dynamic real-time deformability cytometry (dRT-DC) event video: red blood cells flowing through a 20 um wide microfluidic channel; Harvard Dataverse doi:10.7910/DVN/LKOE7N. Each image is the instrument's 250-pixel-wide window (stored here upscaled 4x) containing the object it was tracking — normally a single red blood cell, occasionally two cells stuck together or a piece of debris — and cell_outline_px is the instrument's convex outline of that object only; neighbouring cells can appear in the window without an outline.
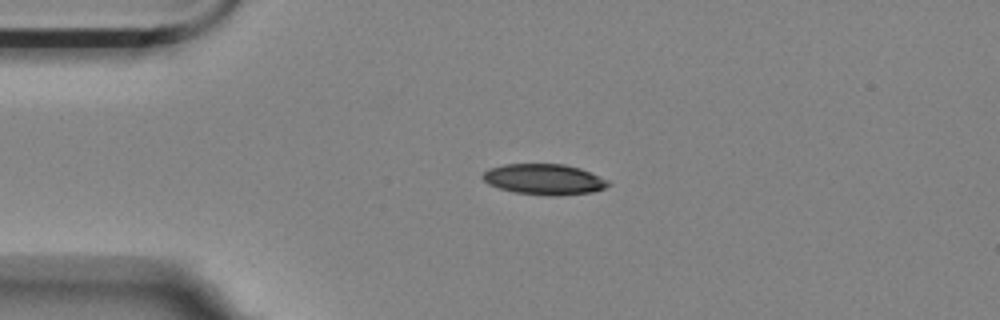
{"species": "Egyptian fruit bat (a non-hibernating species)", "species_latin": "Rousettus aegyptiacus", "temperature_condition": "room temperature", "stored_images_in_passage": 1, "camera_frame_rate_fps": 3000, "um_per_image_px": 0.085, "animal": {"sex": "female"}, "frame": {"image": 1, "passage_image": 1, "time_ms": 0.0, "image_size_px": [1000, 320], "cell_outline_px": [[612, 184], [604, 188], [592, 192], [556, 196], [548, 196], [516, 192], [500, 188], [488, 184], [480, 176], [488, 168], [504, 164], [564, 164], [580, 168], [608, 180]], "centroid_in_image_um": [46.24, 15.24], "position_along_channel_um": 38.8, "area_um2": 22.48}}